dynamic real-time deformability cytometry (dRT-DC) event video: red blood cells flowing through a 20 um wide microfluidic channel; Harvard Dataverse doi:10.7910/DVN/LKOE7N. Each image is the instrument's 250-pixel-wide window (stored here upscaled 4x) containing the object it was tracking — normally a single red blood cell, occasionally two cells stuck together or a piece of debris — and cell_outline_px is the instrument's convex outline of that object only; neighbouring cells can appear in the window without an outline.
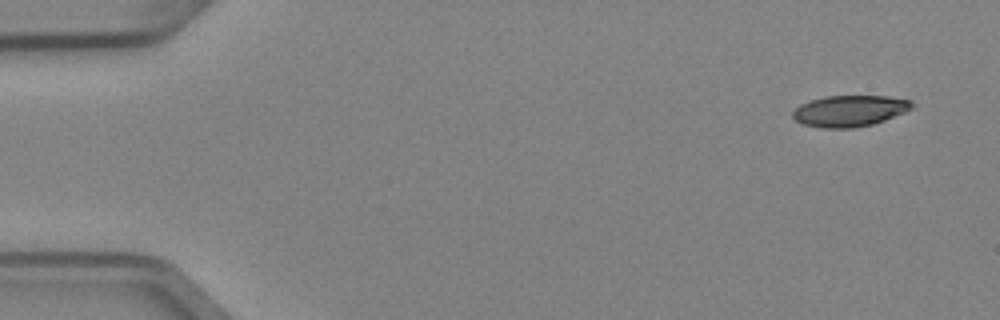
{"species": "Egyptian fruit bat (a non-hibernating species)", "species_latin": "Rousettus aegyptiacus", "temperature_condition": "cold", "stored_images_in_passage": 6, "camera_frame_rate_fps": 3000, "um_per_image_px": 0.085, "animal": {"sex": "female"}, "frame": {"image": 1, "passage_image": 1, "time_ms": 0.0, "image_size_px": [1000, 320], "cell_outline_px": [[916, 104], [912, 108], [904, 112], [884, 120], [872, 124], [852, 128], [820, 128], [804, 124], [796, 120], [792, 116], [792, 112], [800, 104], [808, 100], [824, 96], [888, 96], [912, 100]], "centroid_in_image_um": [72.22, 9.41], "position_along_channel_um": 12.8, "area_um2": 21.79}}
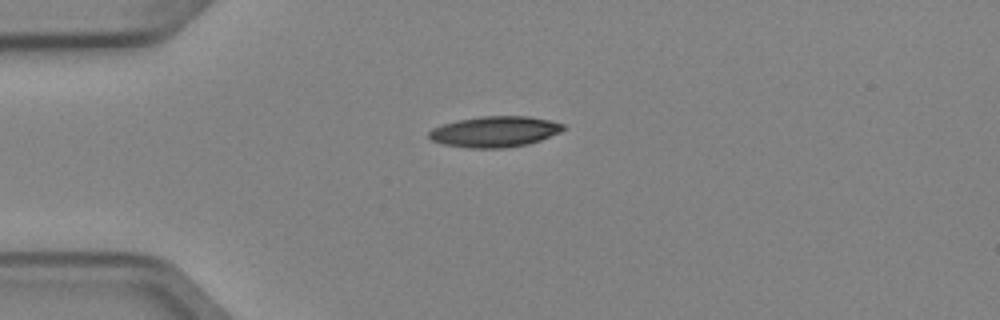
{"frame": {"image": 2, "passage_image": 4, "time_ms": 1.0, "image_size_px": [1000, 320], "cell_outline_px": [[568, 128], [560, 132], [540, 140], [528, 144], [504, 148], [468, 148], [444, 144], [432, 140], [428, 136], [428, 132], [432, 128], [456, 120], [480, 116], [528, 116], [548, 120], [564, 124]], "centroid_in_image_um": [42.06, 11.19], "position_along_channel_um": 42.9, "area_um2": 24.16}}
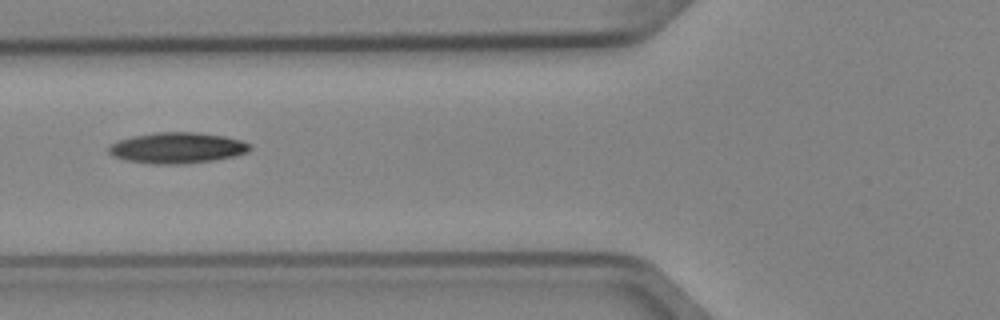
{"frame": {"image": 3, "passage_image": 6, "time_ms": 1.667, "image_size_px": [1000, 320], "cell_outline_px": [[252, 148], [248, 152], [236, 156], [212, 160], [184, 164], [156, 164], [128, 160], [116, 156], [108, 152], [108, 148], [112, 144], [120, 140], [132, 136], [156, 132], [196, 132], [224, 136], [240, 140], [252, 144]], "centroid_in_image_um": [15.12, 12.56], "position_along_channel_um": 110.7, "area_um2": 25.26}}